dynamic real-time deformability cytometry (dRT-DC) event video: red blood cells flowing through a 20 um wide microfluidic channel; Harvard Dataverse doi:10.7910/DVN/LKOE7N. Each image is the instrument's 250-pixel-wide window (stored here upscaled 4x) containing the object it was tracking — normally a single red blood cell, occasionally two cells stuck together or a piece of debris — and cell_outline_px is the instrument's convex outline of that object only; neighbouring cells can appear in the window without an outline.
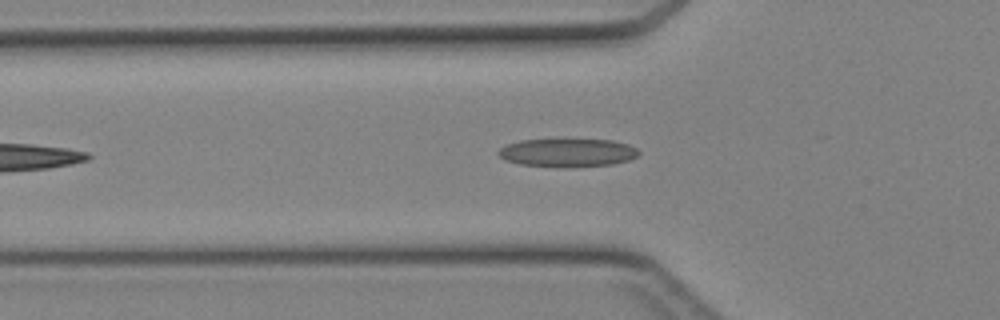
{"species": "Egyptian fruit bat (a non-hibernating species)", "species_latin": "Rousettus aegyptiacus", "temperature_condition": "cold", "stored_images_in_passage": 33, "camera_frame_rate_fps": 3000, "um_per_image_px": 0.085, "animal": {"sex": "female"}, "frame": {"image": 1, "passage_image": 6, "time_ms": 1.667, "image_size_px": [1000, 320], "cell_outline_px": [[640, 152], [636, 156], [628, 160], [612, 164], [520, 164], [504, 160], [496, 152], [500, 148], [508, 144], [520, 140], [556, 136], [560, 136], [612, 140], [628, 144], [636, 148]], "centroid_in_image_um": [48.21, 12.86], "position_along_channel_um": 77.6, "area_um2": 23.12}}
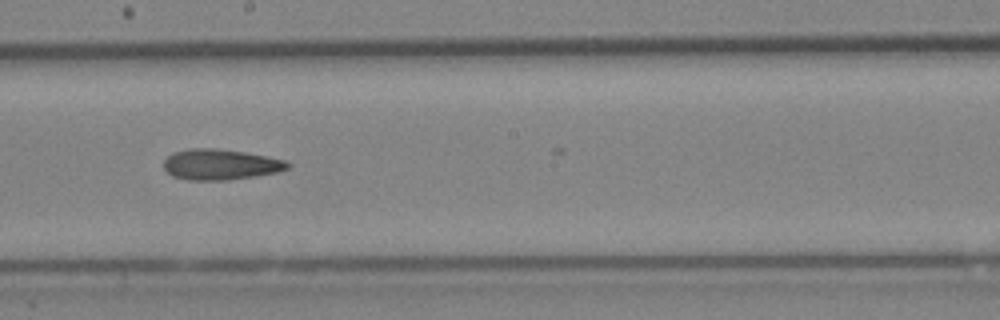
{"frame": {"image": 2, "passage_image": 16, "time_ms": 5.0, "image_size_px": [1000, 320], "cell_outline_px": [[292, 164], [288, 168], [276, 172], [256, 176], [228, 180], [188, 180], [172, 176], [164, 168], [164, 160], [172, 152], [188, 148], [216, 148], [244, 152], [284, 160]], "centroid_in_image_um": [18.7, 13.98], "position_along_channel_um": 229.5, "area_um2": 22.14}}
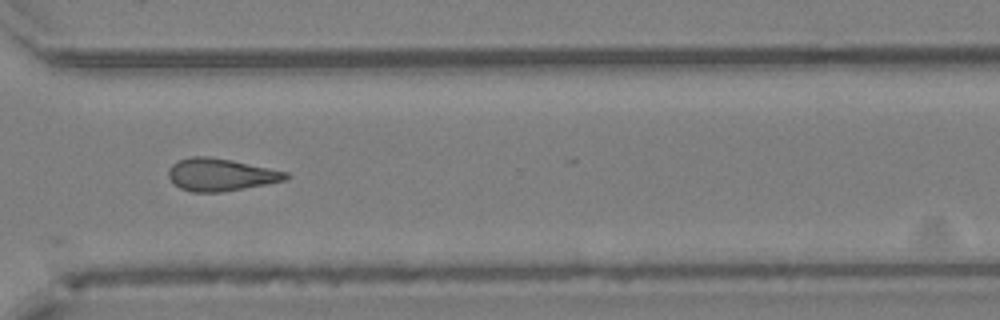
{"frame": {"image": 3, "passage_image": 24, "time_ms": 7.667, "image_size_px": [1000, 320], "cell_outline_px": [[288, 176], [284, 180], [244, 188], [220, 192], [192, 192], [180, 188], [168, 176], [168, 168], [172, 164], [180, 160], [192, 156], [208, 156], [232, 160], [288, 172]], "centroid_in_image_um": [18.72, 14.84], "position_along_channel_um": 351.9, "area_um2": 21.91}}